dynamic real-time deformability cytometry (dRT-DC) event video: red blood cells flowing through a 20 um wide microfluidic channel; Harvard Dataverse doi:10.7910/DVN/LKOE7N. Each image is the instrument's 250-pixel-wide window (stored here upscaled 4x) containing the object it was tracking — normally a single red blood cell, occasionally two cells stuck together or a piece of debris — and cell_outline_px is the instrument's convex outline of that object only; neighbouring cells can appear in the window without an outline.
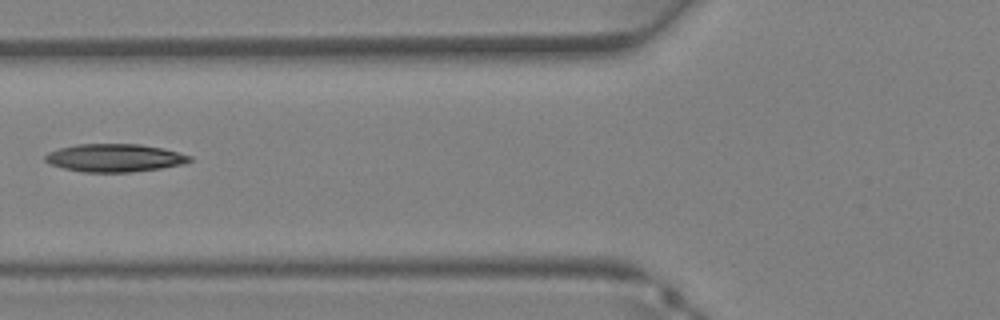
{"species": "Egyptian fruit bat (a non-hibernating species)", "species_latin": "Rousettus aegyptiacus", "temperature_condition": "warm", "stored_images_in_passage": 36, "camera_frame_rate_fps": 3000, "um_per_image_px": 0.085, "animal": {"sex": "female"}, "frame": {"image": 1, "passage_image": 15, "time_ms": 4.667, "image_size_px": [1000, 320], "cell_outline_px": [[192, 160], [184, 164], [160, 168], [132, 172], [84, 172], [64, 168], [52, 164], [44, 160], [44, 156], [48, 152], [60, 148], [76, 144], [140, 144], [164, 148], [192, 156]], "centroid_in_image_um": [9.77, 13.41], "position_along_channel_um": 116.0, "area_um2": 23.52}}
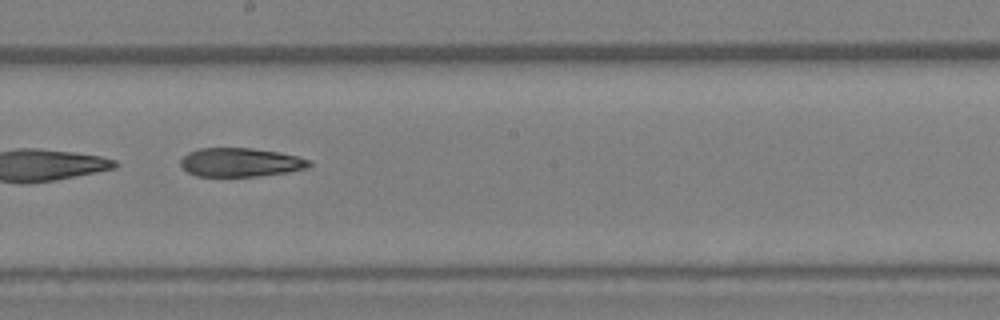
{"frame": {"image": 2, "passage_image": 21, "time_ms": 6.667, "image_size_px": [1000, 320], "cell_outline_px": [[312, 164], [308, 168], [288, 172], [256, 176], [196, 176], [188, 172], [180, 164], [180, 160], [188, 152], [200, 148], [252, 148], [276, 152], [296, 156], [312, 160]], "centroid_in_image_um": [20.45, 13.8], "position_along_channel_um": 227.7, "area_um2": 21.5}}